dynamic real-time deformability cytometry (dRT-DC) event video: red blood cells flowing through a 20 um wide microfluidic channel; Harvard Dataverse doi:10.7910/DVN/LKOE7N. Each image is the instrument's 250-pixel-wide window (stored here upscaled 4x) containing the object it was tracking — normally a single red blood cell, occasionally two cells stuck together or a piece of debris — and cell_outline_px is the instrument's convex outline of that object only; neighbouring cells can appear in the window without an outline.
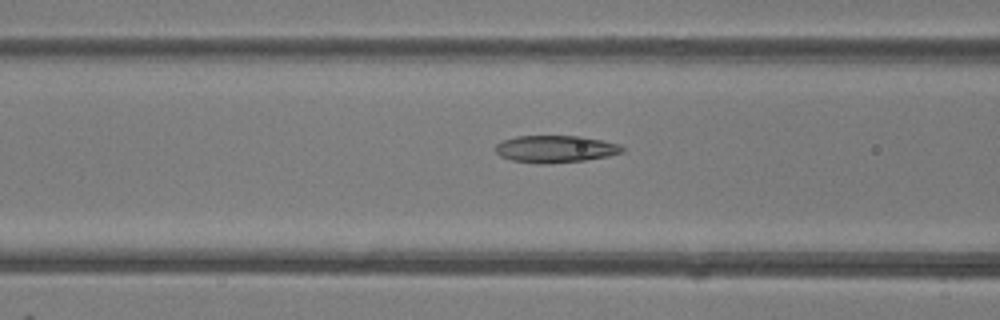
{"species": "common noctule bat (a hibernating species)", "species_latin": "Nyctalus noctula", "temperature_condition": "room temperature", "stored_images_in_passage": 39, "camera_frame_rate_fps": 3000, "um_per_image_px": 0.085, "animal": {"sex": "female"}, "frame": {"image": 1, "passage_image": 14, "time_ms": 4.333, "image_size_px": [1000, 320], "cell_outline_px": [[624, 152], [608, 156], [584, 160], [544, 164], [512, 160], [500, 156], [496, 152], [496, 144], [504, 140], [516, 136], [580, 136], [620, 144], [624, 148]], "centroid_in_image_um": [47.22, 12.66], "position_along_channel_um": 119.4, "area_um2": 19.88}}
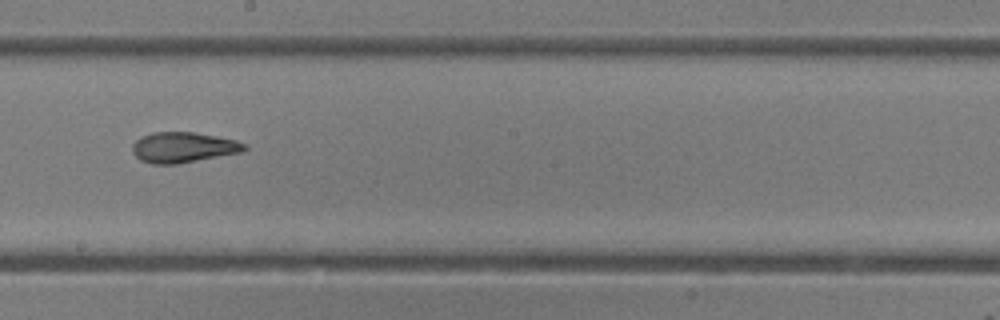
{"frame": {"image": 2, "passage_image": 22, "time_ms": 7.0, "image_size_px": [1000, 320], "cell_outline_px": [[248, 148], [240, 152], [176, 164], [152, 164], [140, 160], [132, 152], [132, 144], [140, 136], [152, 132], [196, 132], [236, 140], [244, 144]], "centroid_in_image_um": [15.52, 12.51], "position_along_channel_um": 232.7, "area_um2": 19.83}}
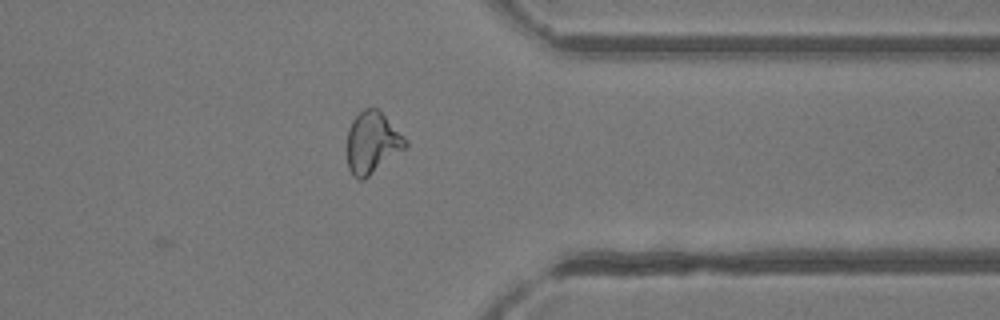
{"frame": {"image": 3, "passage_image": 33, "time_ms": 10.667, "image_size_px": [1000, 320], "cell_outline_px": [[408, 144], [404, 148], [364, 180], [360, 180], [352, 176], [348, 168], [348, 128], [352, 120], [364, 108], [376, 108], [384, 116]], "centroid_in_image_um": [31.58, 12.16], "position_along_channel_um": 379.8, "area_um2": 20.23}, "authors_computed_cell_mechanics": {"area_um2": 19.8832, "velocity_mm_per_s": 4.2346, "shape_relaxation_time_tau1_ms": 9.0778, "shape_relaxation_time_tau2_ms": 2.2151, "deformation_change_tau1": 0.2229, "deformation_change_tau2": 0.0961}}